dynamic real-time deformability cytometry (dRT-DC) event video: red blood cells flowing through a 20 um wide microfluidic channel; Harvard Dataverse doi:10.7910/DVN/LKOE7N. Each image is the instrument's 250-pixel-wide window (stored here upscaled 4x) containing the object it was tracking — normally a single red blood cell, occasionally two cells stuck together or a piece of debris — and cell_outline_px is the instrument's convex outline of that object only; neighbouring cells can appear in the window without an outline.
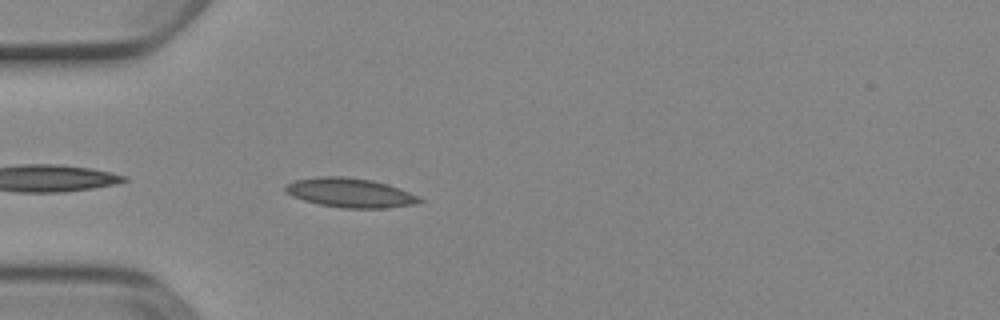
{"species": "Egyptian fruit bat (a non-hibernating species)", "species_latin": "Rousettus aegyptiacus", "temperature_condition": "cold", "stored_images_in_passage": 18, "camera_frame_rate_fps": 3000, "um_per_image_px": 0.085, "animal": {"sex": "female"}, "frame": {"image": 1, "passage_image": 2, "time_ms": 0.333, "image_size_px": [1000, 320], "cell_outline_px": [[424, 200], [412, 204], [384, 208], [344, 208], [320, 204], [304, 200], [292, 196], [284, 192], [284, 188], [288, 184], [296, 180], [320, 176], [344, 176], [372, 180], [388, 184], [408, 192]], "centroid_in_image_um": [29.72, 16.38], "position_along_channel_um": 55.3, "area_um2": 22.6}}
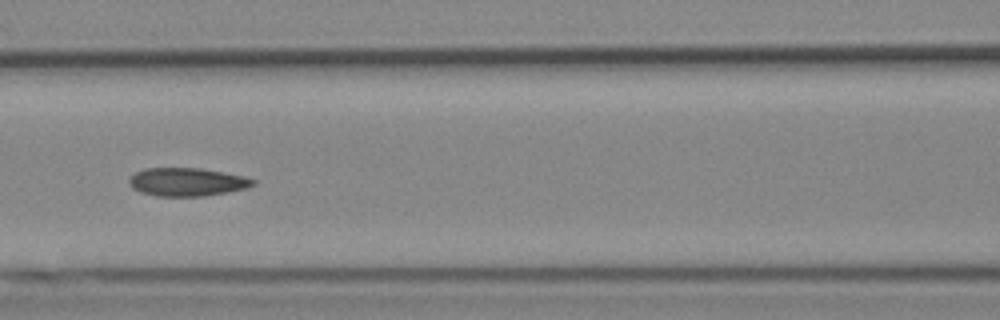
{"frame": {"image": 2, "passage_image": 10, "time_ms": 3.0, "image_size_px": [1000, 320], "cell_outline_px": [[256, 184], [244, 188], [204, 196], [156, 196], [140, 192], [132, 188], [128, 184], [128, 180], [136, 172], [144, 168], [200, 168], [224, 172], [244, 176], [256, 180]], "centroid_in_image_um": [15.86, 15.46], "position_along_channel_um": 150.7, "area_um2": 20.35}}
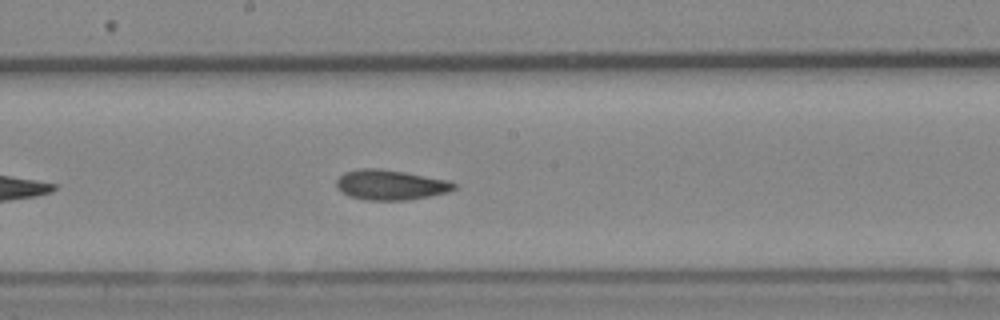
{"frame": {"image": 3, "passage_image": 15, "time_ms": 4.667, "image_size_px": [1000, 320], "cell_outline_px": [[456, 188], [448, 192], [408, 200], [368, 200], [348, 196], [336, 184], [336, 180], [344, 172], [360, 168], [380, 168], [404, 172], [448, 180], [456, 184]], "centroid_in_image_um": [33.2, 15.71], "position_along_channel_um": 215.0, "area_um2": 20.46}}